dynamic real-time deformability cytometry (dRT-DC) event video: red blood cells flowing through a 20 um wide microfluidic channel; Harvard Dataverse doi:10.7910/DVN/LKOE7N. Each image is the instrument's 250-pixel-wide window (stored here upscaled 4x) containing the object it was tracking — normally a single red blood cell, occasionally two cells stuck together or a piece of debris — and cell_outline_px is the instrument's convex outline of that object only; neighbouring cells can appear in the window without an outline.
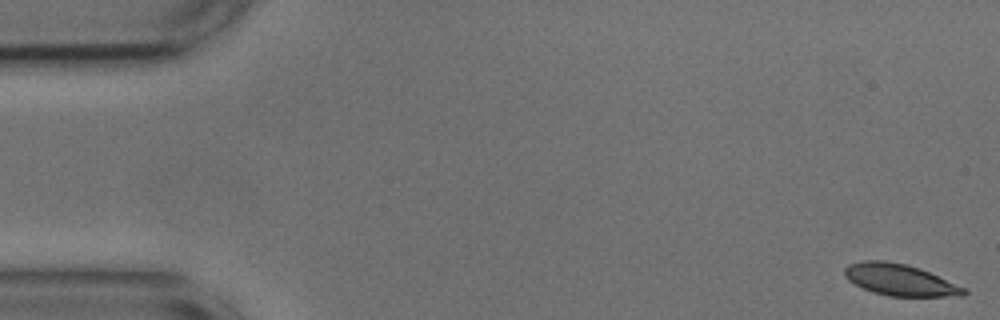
{"species": "common noctule bat (a hibernating species)", "species_latin": "Nyctalus noctula", "temperature_condition": "cold", "stored_images_in_passage": 5, "camera_frame_rate_fps": 3000, "um_per_image_px": 0.085, "animal": {"sex": "male", "body_mass_g": 17.9, "forearm_length_mm": 54.2}, "frame": {"image": 1, "passage_image": 1, "time_ms": 0.0, "image_size_px": [1000, 320], "cell_outline_px": [[968, 292], [964, 296], [888, 296], [872, 292], [848, 280], [844, 276], [844, 268], [848, 264], [864, 260], [884, 260], [904, 264], [920, 268], [964, 288]], "centroid_in_image_um": [76.45, 23.78], "position_along_channel_um": 8.5, "area_um2": 21.73}}
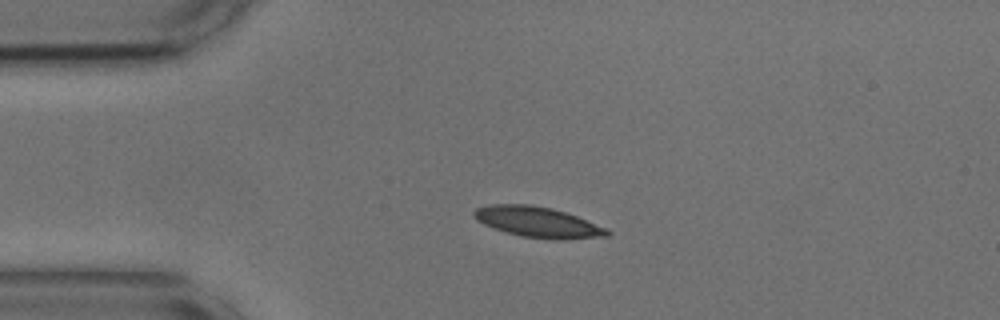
{"frame": {"image": 2, "passage_image": 4, "time_ms": 1.0, "image_size_px": [1000, 320], "cell_outline_px": [[612, 232], [608, 236], [564, 240], [520, 236], [492, 228], [476, 220], [472, 216], [472, 212], [476, 208], [492, 204], [528, 204], [552, 208], [576, 216], [608, 228]], "centroid_in_image_um": [45.71, 18.88], "position_along_channel_um": 39.3, "area_um2": 23.81}}